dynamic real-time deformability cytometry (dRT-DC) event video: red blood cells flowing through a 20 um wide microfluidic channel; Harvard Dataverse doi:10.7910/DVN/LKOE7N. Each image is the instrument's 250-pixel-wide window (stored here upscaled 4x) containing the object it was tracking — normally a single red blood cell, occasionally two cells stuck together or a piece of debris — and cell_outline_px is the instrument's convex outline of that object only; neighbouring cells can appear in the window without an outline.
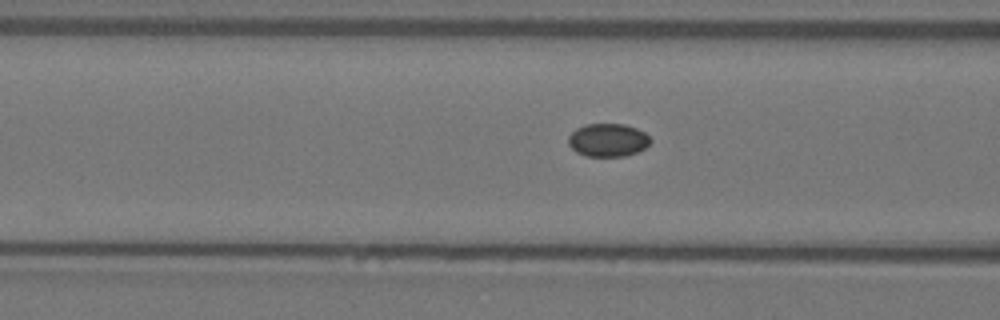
{"species": "Egyptian fruit bat (a non-hibernating species)", "species_latin": "Rousettus aegyptiacus", "temperature_condition": "warm", "stored_images_in_passage": 13, "camera_frame_rate_fps": 3000, "um_per_image_px": 0.085, "animal": {"sex": "female"}, "frame": {"image": 1, "passage_image": 11, "time_ms": 3.333, "image_size_px": [1000, 320], "cell_outline_px": [[652, 140], [644, 148], [636, 152], [624, 156], [584, 156], [576, 152], [568, 144], [568, 136], [576, 128], [584, 124], [624, 124], [636, 128], [644, 132]], "centroid_in_image_um": [51.64, 11.9], "position_along_channel_um": 115.0, "area_um2": 15.84}}